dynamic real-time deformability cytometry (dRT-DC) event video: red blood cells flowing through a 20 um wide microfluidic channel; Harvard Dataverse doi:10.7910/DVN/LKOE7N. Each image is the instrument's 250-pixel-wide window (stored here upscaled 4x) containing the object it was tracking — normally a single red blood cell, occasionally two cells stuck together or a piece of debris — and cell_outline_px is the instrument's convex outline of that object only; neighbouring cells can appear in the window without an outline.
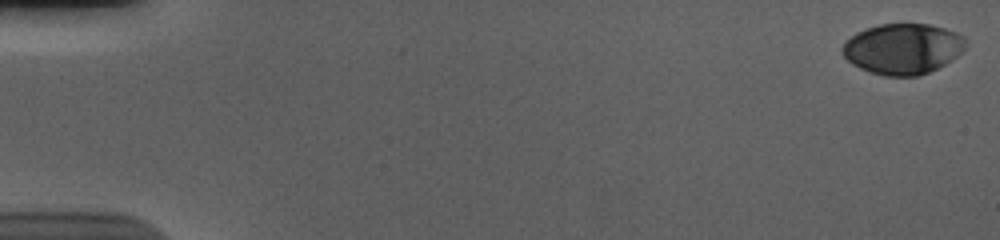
{"species": "human", "species_latin": "Homo sapiens", "temperature_condition": "cold", "stored_images_in_passage": 57, "camera_frame_rate_fps": 3000, "um_per_image_px": 0.085, "donor": {"sex": "male"}, "frame": {"image": 1, "passage_image": 1, "time_ms": 0.0, "image_size_px": [1000, 240], "cell_outline_px": [[968, 44], [952, 60], [928, 72], [916, 76], [884, 76], [860, 68], [852, 64], [840, 52], [840, 48], [856, 32], [880, 24], [928, 24], [944, 28], [956, 32], [964, 36]], "centroid_in_image_um": [76.74, 4.14], "position_along_channel_um": 8.3, "area_um2": 36.24}}
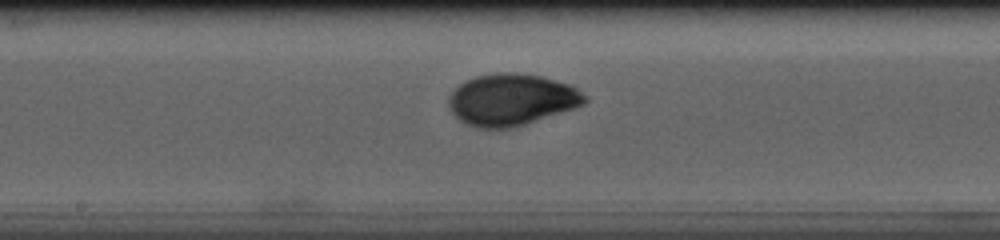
{"frame": {"image": 2, "passage_image": 31, "time_ms": 10.0, "image_size_px": [1000, 240], "cell_outline_px": [[588, 100], [584, 104], [524, 124], [508, 128], [476, 128], [464, 124], [448, 108], [448, 96], [464, 80], [476, 76], [496, 72], [516, 72], [540, 76], [568, 84], [576, 88], [588, 96]], "centroid_in_image_um": [43.44, 8.46], "position_along_channel_um": 204.8, "area_um2": 40.86}}
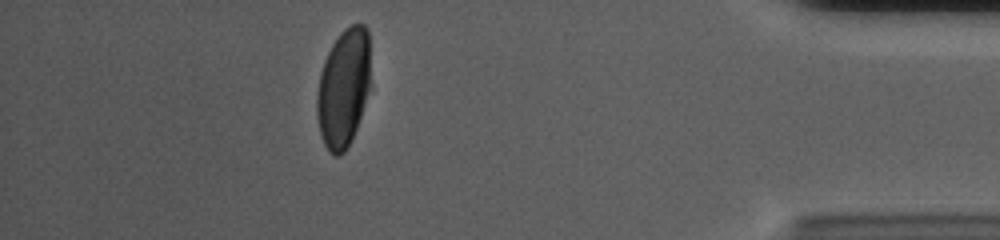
{"frame": {"image": 3, "passage_image": 51, "time_ms": 16.667, "image_size_px": [1000, 240], "cell_outline_px": [[368, 88], [360, 116], [356, 128], [344, 152], [340, 156], [336, 156], [328, 152], [320, 136], [316, 112], [316, 92], [320, 72], [324, 60], [332, 44], [340, 32], [344, 28], [352, 24], [364, 24], [368, 28]], "centroid_in_image_um": [29.14, 7.48], "position_along_channel_um": 406.1, "area_um2": 36.65}, "authors_computed_cell_mechanics": {"area_um2": 38.437, "velocity_mm_per_s": 3.6706, "shape_relaxation_time_tau1_ms": 3.8594, "shape_relaxation_time_tau2_ms": null, "deformation_change_tau1": 0.1623, "deformation_change_tau2": null}}